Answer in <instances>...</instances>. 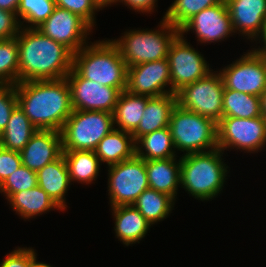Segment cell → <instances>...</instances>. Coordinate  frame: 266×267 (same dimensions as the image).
<instances>
[{
	"label": "cell",
	"instance_id": "1",
	"mask_svg": "<svg viewBox=\"0 0 266 267\" xmlns=\"http://www.w3.org/2000/svg\"><path fill=\"white\" fill-rule=\"evenodd\" d=\"M18 41V83L65 78L73 68V52L36 28L21 27Z\"/></svg>",
	"mask_w": 266,
	"mask_h": 267
},
{
	"label": "cell",
	"instance_id": "2",
	"mask_svg": "<svg viewBox=\"0 0 266 267\" xmlns=\"http://www.w3.org/2000/svg\"><path fill=\"white\" fill-rule=\"evenodd\" d=\"M15 91L18 106L37 129L60 132L73 112L66 77L24 81L15 84Z\"/></svg>",
	"mask_w": 266,
	"mask_h": 267
},
{
	"label": "cell",
	"instance_id": "3",
	"mask_svg": "<svg viewBox=\"0 0 266 267\" xmlns=\"http://www.w3.org/2000/svg\"><path fill=\"white\" fill-rule=\"evenodd\" d=\"M73 68L85 79L103 86L127 88V65L119 48L110 40L90 42L73 53Z\"/></svg>",
	"mask_w": 266,
	"mask_h": 267
},
{
	"label": "cell",
	"instance_id": "4",
	"mask_svg": "<svg viewBox=\"0 0 266 267\" xmlns=\"http://www.w3.org/2000/svg\"><path fill=\"white\" fill-rule=\"evenodd\" d=\"M223 151L218 147L207 152L181 156V188L200 201H209L223 192L229 173ZM223 160V161H222Z\"/></svg>",
	"mask_w": 266,
	"mask_h": 267
},
{
	"label": "cell",
	"instance_id": "5",
	"mask_svg": "<svg viewBox=\"0 0 266 267\" xmlns=\"http://www.w3.org/2000/svg\"><path fill=\"white\" fill-rule=\"evenodd\" d=\"M158 29H130L123 36L111 41L119 48L127 67L167 58L170 44L179 34V29L164 18Z\"/></svg>",
	"mask_w": 266,
	"mask_h": 267
},
{
	"label": "cell",
	"instance_id": "6",
	"mask_svg": "<svg viewBox=\"0 0 266 267\" xmlns=\"http://www.w3.org/2000/svg\"><path fill=\"white\" fill-rule=\"evenodd\" d=\"M169 129L176 151L184 154L207 152L218 147L217 123L176 105L172 110Z\"/></svg>",
	"mask_w": 266,
	"mask_h": 267
},
{
	"label": "cell",
	"instance_id": "7",
	"mask_svg": "<svg viewBox=\"0 0 266 267\" xmlns=\"http://www.w3.org/2000/svg\"><path fill=\"white\" fill-rule=\"evenodd\" d=\"M114 125L113 113L73 110L60 130L62 150L95 151Z\"/></svg>",
	"mask_w": 266,
	"mask_h": 267
},
{
	"label": "cell",
	"instance_id": "8",
	"mask_svg": "<svg viewBox=\"0 0 266 267\" xmlns=\"http://www.w3.org/2000/svg\"><path fill=\"white\" fill-rule=\"evenodd\" d=\"M224 83L218 71L184 86L177 95V104L182 108L212 119L218 123L223 117Z\"/></svg>",
	"mask_w": 266,
	"mask_h": 267
},
{
	"label": "cell",
	"instance_id": "9",
	"mask_svg": "<svg viewBox=\"0 0 266 267\" xmlns=\"http://www.w3.org/2000/svg\"><path fill=\"white\" fill-rule=\"evenodd\" d=\"M217 144L223 152L235 148L245 153H258L266 146V120L263 116L222 117L217 123Z\"/></svg>",
	"mask_w": 266,
	"mask_h": 267
},
{
	"label": "cell",
	"instance_id": "10",
	"mask_svg": "<svg viewBox=\"0 0 266 267\" xmlns=\"http://www.w3.org/2000/svg\"><path fill=\"white\" fill-rule=\"evenodd\" d=\"M107 168L110 207L132 205L149 188L145 160L136 155Z\"/></svg>",
	"mask_w": 266,
	"mask_h": 267
},
{
	"label": "cell",
	"instance_id": "11",
	"mask_svg": "<svg viewBox=\"0 0 266 267\" xmlns=\"http://www.w3.org/2000/svg\"><path fill=\"white\" fill-rule=\"evenodd\" d=\"M231 64L219 70L224 87L259 96L266 89V55L247 50Z\"/></svg>",
	"mask_w": 266,
	"mask_h": 267
},
{
	"label": "cell",
	"instance_id": "12",
	"mask_svg": "<svg viewBox=\"0 0 266 267\" xmlns=\"http://www.w3.org/2000/svg\"><path fill=\"white\" fill-rule=\"evenodd\" d=\"M201 53L180 33L172 41L167 55L171 74V94H176L184 86L213 71Z\"/></svg>",
	"mask_w": 266,
	"mask_h": 267
},
{
	"label": "cell",
	"instance_id": "13",
	"mask_svg": "<svg viewBox=\"0 0 266 267\" xmlns=\"http://www.w3.org/2000/svg\"><path fill=\"white\" fill-rule=\"evenodd\" d=\"M36 29L75 53L90 43L87 38L93 28L79 15L56 6L53 13Z\"/></svg>",
	"mask_w": 266,
	"mask_h": 267
},
{
	"label": "cell",
	"instance_id": "14",
	"mask_svg": "<svg viewBox=\"0 0 266 267\" xmlns=\"http://www.w3.org/2000/svg\"><path fill=\"white\" fill-rule=\"evenodd\" d=\"M73 110L113 113L120 91L83 78L74 68L66 76Z\"/></svg>",
	"mask_w": 266,
	"mask_h": 267
},
{
	"label": "cell",
	"instance_id": "15",
	"mask_svg": "<svg viewBox=\"0 0 266 267\" xmlns=\"http://www.w3.org/2000/svg\"><path fill=\"white\" fill-rule=\"evenodd\" d=\"M189 31L196 34L198 44L221 42L233 36L234 30L225 0L205 8L179 29L182 36Z\"/></svg>",
	"mask_w": 266,
	"mask_h": 267
},
{
	"label": "cell",
	"instance_id": "16",
	"mask_svg": "<svg viewBox=\"0 0 266 267\" xmlns=\"http://www.w3.org/2000/svg\"><path fill=\"white\" fill-rule=\"evenodd\" d=\"M126 90L135 95L149 97L171 94V74L168 59L127 67Z\"/></svg>",
	"mask_w": 266,
	"mask_h": 267
},
{
	"label": "cell",
	"instance_id": "17",
	"mask_svg": "<svg viewBox=\"0 0 266 267\" xmlns=\"http://www.w3.org/2000/svg\"><path fill=\"white\" fill-rule=\"evenodd\" d=\"M234 33L251 41L260 36L266 18V0H225Z\"/></svg>",
	"mask_w": 266,
	"mask_h": 267
},
{
	"label": "cell",
	"instance_id": "18",
	"mask_svg": "<svg viewBox=\"0 0 266 267\" xmlns=\"http://www.w3.org/2000/svg\"><path fill=\"white\" fill-rule=\"evenodd\" d=\"M61 134L55 130H41L32 135L20 151L22 165L38 171L62 155Z\"/></svg>",
	"mask_w": 266,
	"mask_h": 267
},
{
	"label": "cell",
	"instance_id": "19",
	"mask_svg": "<svg viewBox=\"0 0 266 267\" xmlns=\"http://www.w3.org/2000/svg\"><path fill=\"white\" fill-rule=\"evenodd\" d=\"M145 160L149 188L177 198L181 186V157Z\"/></svg>",
	"mask_w": 266,
	"mask_h": 267
},
{
	"label": "cell",
	"instance_id": "20",
	"mask_svg": "<svg viewBox=\"0 0 266 267\" xmlns=\"http://www.w3.org/2000/svg\"><path fill=\"white\" fill-rule=\"evenodd\" d=\"M177 105L176 94L147 96V103L137 128L131 133L135 142L142 136L169 127L172 110Z\"/></svg>",
	"mask_w": 266,
	"mask_h": 267
},
{
	"label": "cell",
	"instance_id": "21",
	"mask_svg": "<svg viewBox=\"0 0 266 267\" xmlns=\"http://www.w3.org/2000/svg\"><path fill=\"white\" fill-rule=\"evenodd\" d=\"M116 238L123 245L140 243L151 228L150 223L133 205L111 207Z\"/></svg>",
	"mask_w": 266,
	"mask_h": 267
},
{
	"label": "cell",
	"instance_id": "22",
	"mask_svg": "<svg viewBox=\"0 0 266 267\" xmlns=\"http://www.w3.org/2000/svg\"><path fill=\"white\" fill-rule=\"evenodd\" d=\"M38 186L63 210L67 209L66 193L72 184L63 154L55 161L46 164L37 172Z\"/></svg>",
	"mask_w": 266,
	"mask_h": 267
},
{
	"label": "cell",
	"instance_id": "23",
	"mask_svg": "<svg viewBox=\"0 0 266 267\" xmlns=\"http://www.w3.org/2000/svg\"><path fill=\"white\" fill-rule=\"evenodd\" d=\"M95 154L107 166L131 159L136 155L135 140L131 133L114 128L100 140Z\"/></svg>",
	"mask_w": 266,
	"mask_h": 267
},
{
	"label": "cell",
	"instance_id": "24",
	"mask_svg": "<svg viewBox=\"0 0 266 267\" xmlns=\"http://www.w3.org/2000/svg\"><path fill=\"white\" fill-rule=\"evenodd\" d=\"M7 200L12 210L26 220L55 209L63 212L38 185L26 191L13 193Z\"/></svg>",
	"mask_w": 266,
	"mask_h": 267
},
{
	"label": "cell",
	"instance_id": "25",
	"mask_svg": "<svg viewBox=\"0 0 266 267\" xmlns=\"http://www.w3.org/2000/svg\"><path fill=\"white\" fill-rule=\"evenodd\" d=\"M146 103V95H135L127 90L122 91L113 111L115 128L132 133L141 121Z\"/></svg>",
	"mask_w": 266,
	"mask_h": 267
},
{
	"label": "cell",
	"instance_id": "26",
	"mask_svg": "<svg viewBox=\"0 0 266 267\" xmlns=\"http://www.w3.org/2000/svg\"><path fill=\"white\" fill-rule=\"evenodd\" d=\"M66 160L70 182L91 184L99 175L102 165L95 151L62 150Z\"/></svg>",
	"mask_w": 266,
	"mask_h": 267
},
{
	"label": "cell",
	"instance_id": "27",
	"mask_svg": "<svg viewBox=\"0 0 266 267\" xmlns=\"http://www.w3.org/2000/svg\"><path fill=\"white\" fill-rule=\"evenodd\" d=\"M36 131L37 128L17 106L9 118L6 128L0 133V146L7 150L20 152Z\"/></svg>",
	"mask_w": 266,
	"mask_h": 267
},
{
	"label": "cell",
	"instance_id": "28",
	"mask_svg": "<svg viewBox=\"0 0 266 267\" xmlns=\"http://www.w3.org/2000/svg\"><path fill=\"white\" fill-rule=\"evenodd\" d=\"M136 156L144 160L177 157L169 127L155 130L136 142Z\"/></svg>",
	"mask_w": 266,
	"mask_h": 267
},
{
	"label": "cell",
	"instance_id": "29",
	"mask_svg": "<svg viewBox=\"0 0 266 267\" xmlns=\"http://www.w3.org/2000/svg\"><path fill=\"white\" fill-rule=\"evenodd\" d=\"M176 200L152 188L143 191L132 204L150 223L151 226L168 218L174 210Z\"/></svg>",
	"mask_w": 266,
	"mask_h": 267
},
{
	"label": "cell",
	"instance_id": "30",
	"mask_svg": "<svg viewBox=\"0 0 266 267\" xmlns=\"http://www.w3.org/2000/svg\"><path fill=\"white\" fill-rule=\"evenodd\" d=\"M223 117L255 118L261 116L260 97L224 87Z\"/></svg>",
	"mask_w": 266,
	"mask_h": 267
},
{
	"label": "cell",
	"instance_id": "31",
	"mask_svg": "<svg viewBox=\"0 0 266 267\" xmlns=\"http://www.w3.org/2000/svg\"><path fill=\"white\" fill-rule=\"evenodd\" d=\"M222 0H174L163 18L172 26L180 29L194 15L205 8L219 4Z\"/></svg>",
	"mask_w": 266,
	"mask_h": 267
},
{
	"label": "cell",
	"instance_id": "32",
	"mask_svg": "<svg viewBox=\"0 0 266 267\" xmlns=\"http://www.w3.org/2000/svg\"><path fill=\"white\" fill-rule=\"evenodd\" d=\"M55 7L54 0H20L16 15L21 27L36 28L53 13Z\"/></svg>",
	"mask_w": 266,
	"mask_h": 267
},
{
	"label": "cell",
	"instance_id": "33",
	"mask_svg": "<svg viewBox=\"0 0 266 267\" xmlns=\"http://www.w3.org/2000/svg\"><path fill=\"white\" fill-rule=\"evenodd\" d=\"M17 37L0 39V85L18 84Z\"/></svg>",
	"mask_w": 266,
	"mask_h": 267
},
{
	"label": "cell",
	"instance_id": "34",
	"mask_svg": "<svg viewBox=\"0 0 266 267\" xmlns=\"http://www.w3.org/2000/svg\"><path fill=\"white\" fill-rule=\"evenodd\" d=\"M37 185L36 171L21 165L0 185V193L8 199L13 193L26 191Z\"/></svg>",
	"mask_w": 266,
	"mask_h": 267
},
{
	"label": "cell",
	"instance_id": "35",
	"mask_svg": "<svg viewBox=\"0 0 266 267\" xmlns=\"http://www.w3.org/2000/svg\"><path fill=\"white\" fill-rule=\"evenodd\" d=\"M59 8L69 10L71 13L79 15L92 28L96 24V12L103 8L95 0H54Z\"/></svg>",
	"mask_w": 266,
	"mask_h": 267
},
{
	"label": "cell",
	"instance_id": "36",
	"mask_svg": "<svg viewBox=\"0 0 266 267\" xmlns=\"http://www.w3.org/2000/svg\"><path fill=\"white\" fill-rule=\"evenodd\" d=\"M17 106L15 85H0V133L6 128L9 118Z\"/></svg>",
	"mask_w": 266,
	"mask_h": 267
},
{
	"label": "cell",
	"instance_id": "37",
	"mask_svg": "<svg viewBox=\"0 0 266 267\" xmlns=\"http://www.w3.org/2000/svg\"><path fill=\"white\" fill-rule=\"evenodd\" d=\"M22 165L20 152L0 146V185Z\"/></svg>",
	"mask_w": 266,
	"mask_h": 267
},
{
	"label": "cell",
	"instance_id": "38",
	"mask_svg": "<svg viewBox=\"0 0 266 267\" xmlns=\"http://www.w3.org/2000/svg\"><path fill=\"white\" fill-rule=\"evenodd\" d=\"M36 255L33 248L18 247L10 251L0 262V267H31V259Z\"/></svg>",
	"mask_w": 266,
	"mask_h": 267
},
{
	"label": "cell",
	"instance_id": "39",
	"mask_svg": "<svg viewBox=\"0 0 266 267\" xmlns=\"http://www.w3.org/2000/svg\"><path fill=\"white\" fill-rule=\"evenodd\" d=\"M21 24L16 13L0 9V39L17 37Z\"/></svg>",
	"mask_w": 266,
	"mask_h": 267
},
{
	"label": "cell",
	"instance_id": "40",
	"mask_svg": "<svg viewBox=\"0 0 266 267\" xmlns=\"http://www.w3.org/2000/svg\"><path fill=\"white\" fill-rule=\"evenodd\" d=\"M158 0H115L114 4L122 3L135 12L151 14L156 8Z\"/></svg>",
	"mask_w": 266,
	"mask_h": 267
},
{
	"label": "cell",
	"instance_id": "41",
	"mask_svg": "<svg viewBox=\"0 0 266 267\" xmlns=\"http://www.w3.org/2000/svg\"><path fill=\"white\" fill-rule=\"evenodd\" d=\"M20 5V0H0V9L10 12H17Z\"/></svg>",
	"mask_w": 266,
	"mask_h": 267
},
{
	"label": "cell",
	"instance_id": "42",
	"mask_svg": "<svg viewBox=\"0 0 266 267\" xmlns=\"http://www.w3.org/2000/svg\"><path fill=\"white\" fill-rule=\"evenodd\" d=\"M258 38L259 39L256 40V44H257V41L259 40L258 43H260L261 47L258 46V48H257V46H255L256 48H253V49H255L256 51H258V52H260V53H262L264 55H266V18H265L263 30H262V32H261V34H260V36Z\"/></svg>",
	"mask_w": 266,
	"mask_h": 267
},
{
	"label": "cell",
	"instance_id": "43",
	"mask_svg": "<svg viewBox=\"0 0 266 267\" xmlns=\"http://www.w3.org/2000/svg\"><path fill=\"white\" fill-rule=\"evenodd\" d=\"M261 116L266 120V89L260 95Z\"/></svg>",
	"mask_w": 266,
	"mask_h": 267
},
{
	"label": "cell",
	"instance_id": "44",
	"mask_svg": "<svg viewBox=\"0 0 266 267\" xmlns=\"http://www.w3.org/2000/svg\"><path fill=\"white\" fill-rule=\"evenodd\" d=\"M31 267H52L50 264L37 261V254L31 259Z\"/></svg>",
	"mask_w": 266,
	"mask_h": 267
},
{
	"label": "cell",
	"instance_id": "45",
	"mask_svg": "<svg viewBox=\"0 0 266 267\" xmlns=\"http://www.w3.org/2000/svg\"><path fill=\"white\" fill-rule=\"evenodd\" d=\"M103 9L108 6H112L115 0H95Z\"/></svg>",
	"mask_w": 266,
	"mask_h": 267
}]
</instances>
